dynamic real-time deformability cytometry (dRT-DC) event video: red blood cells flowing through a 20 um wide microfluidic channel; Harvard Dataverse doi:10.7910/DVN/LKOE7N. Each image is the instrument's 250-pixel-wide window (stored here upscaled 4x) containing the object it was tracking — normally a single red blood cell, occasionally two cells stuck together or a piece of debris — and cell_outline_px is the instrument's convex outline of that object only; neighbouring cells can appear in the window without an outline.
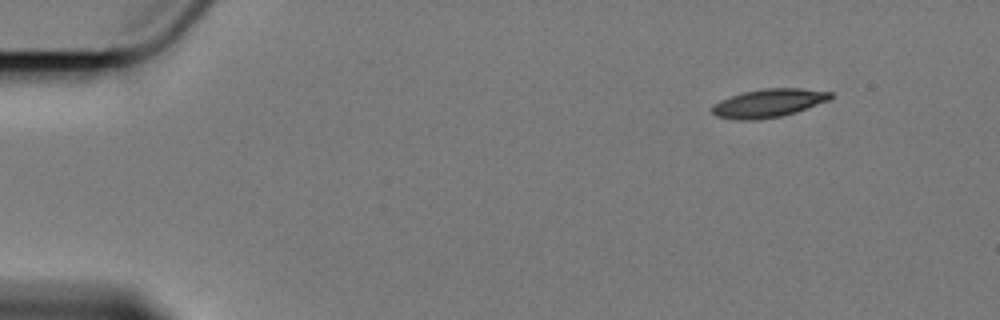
{"species": "Egyptian fruit bat (a non-hibernating species)", "species_latin": "Rousettus aegyptiacus", "temperature_condition": "cold", "stored_images_in_passage": 4, "camera_frame_rate_fps": 3000, "um_per_image_px": 0.085, "animal": {"sex": "female"}, "frame": {"image": 1, "passage_image": 1, "time_ms": 0.0, "image_size_px": [1000, 320], "cell_outline_px": [[832, 96], [828, 100], [796, 112], [780, 116], [752, 120], [736, 120], [716, 116], [712, 112], [712, 104], [720, 100], [744, 92], [760, 88], [800, 88], [832, 92]], "centroid_in_image_um": [65.29, 8.76], "position_along_channel_um": 19.7, "area_um2": 19.42}}
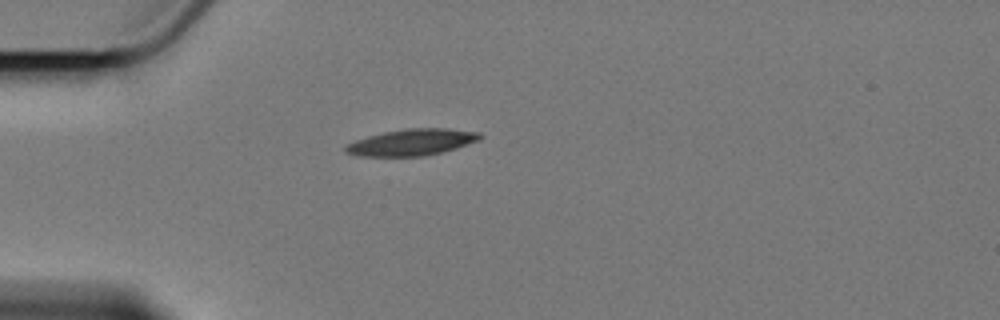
{"frame": {"image": 2, "passage_image": 4, "time_ms": 3.333, "image_size_px": [1000, 320], "cell_outline_px": [[484, 136], [480, 140], [456, 148], [424, 156], [356, 156], [344, 152], [344, 148], [348, 144], [356, 140], [368, 136], [384, 132], [404, 128], [448, 128], [480, 132]], "centroid_in_image_um": [35.02, 12.08], "position_along_channel_um": 50.0, "area_um2": 20.81}}